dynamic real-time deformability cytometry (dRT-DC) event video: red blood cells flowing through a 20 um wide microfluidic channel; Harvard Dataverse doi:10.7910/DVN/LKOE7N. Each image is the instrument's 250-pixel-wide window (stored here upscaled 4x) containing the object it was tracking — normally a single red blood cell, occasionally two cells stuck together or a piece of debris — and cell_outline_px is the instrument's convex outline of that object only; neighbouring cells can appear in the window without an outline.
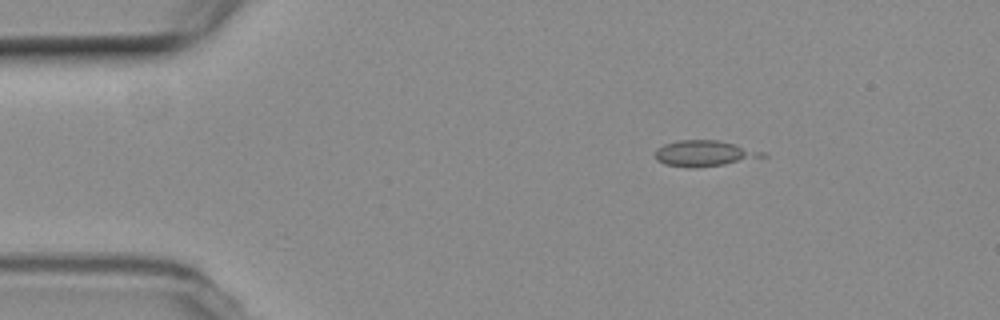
{"species": "common noctule bat (a hibernating species)", "species_latin": "Nyctalus noctula", "temperature_condition": "room temperature", "stored_images_in_passage": 4, "camera_frame_rate_fps": 3000, "um_per_image_px": 0.085, "animal": {"sex": "female", "body_mass_g": 19.3, "forearm_length_mm": 54.1}, "frame": {"image": 1, "passage_image": 2, "time_ms": 1.333, "image_size_px": [1000, 320], "cell_outline_px": [[768, 156], [724, 164], [692, 168], [688, 168], [664, 164], [656, 160], [656, 148], [664, 144], [676, 140], [716, 140], [736, 144], [768, 152]], "centroid_in_image_um": [59.88, 13.03], "position_along_channel_um": 25.1, "area_um2": 16.3}}
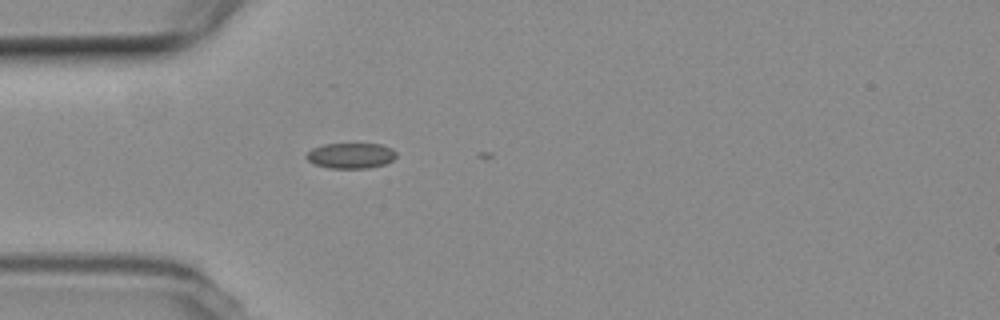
{"frame": {"image": 2, "passage_image": 4, "time_ms": 3.667, "image_size_px": [1000, 320], "cell_outline_px": [[396, 156], [392, 160], [384, 164], [368, 168], [328, 168], [316, 164], [308, 160], [304, 156], [312, 148], [324, 144], [380, 144], [392, 148], [396, 152]], "centroid_in_image_um": [29.81, 13.22], "position_along_channel_um": 55.2, "area_um2": 13.29}}